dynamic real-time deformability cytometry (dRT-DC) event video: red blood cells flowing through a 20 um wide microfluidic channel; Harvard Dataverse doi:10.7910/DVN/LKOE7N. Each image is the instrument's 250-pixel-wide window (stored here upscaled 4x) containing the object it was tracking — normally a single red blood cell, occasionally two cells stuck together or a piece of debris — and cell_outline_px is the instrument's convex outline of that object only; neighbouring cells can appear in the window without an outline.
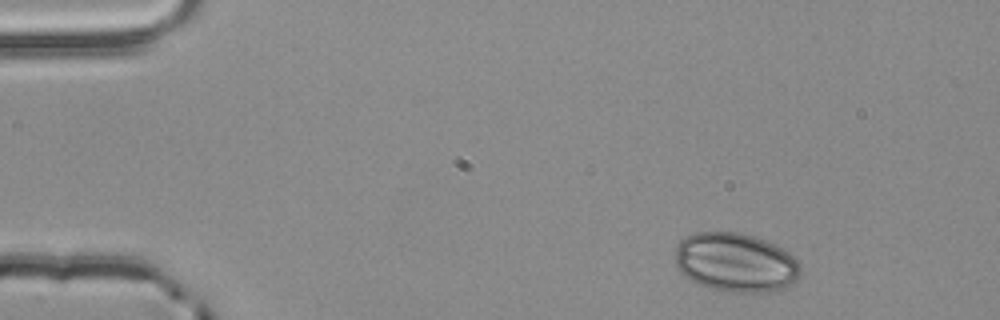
{"species": "common noctule bat (a hibernating species)", "species_latin": "Nyctalus noctula", "temperature_condition": "room temperature", "stored_images_in_passage": 3, "camera_frame_rate_fps": 3000, "um_per_image_px": 0.085, "animal": {"sex": "male", "body_mass_g": 20.4}, "frame": {"image": 1, "passage_image": 1, "time_ms": 0.0, "image_size_px": [1000, 320], "cell_outline_px": [[800, 276], [792, 284], [784, 288], [772, 292], [724, 292], [688, 280], [676, 268], [676, 244], [684, 236], [696, 232], [740, 232], [756, 236], [788, 252], [800, 264]], "centroid_in_image_um": [62.5, 22.31], "position_along_channel_um": 22.5, "area_um2": 43.52}}